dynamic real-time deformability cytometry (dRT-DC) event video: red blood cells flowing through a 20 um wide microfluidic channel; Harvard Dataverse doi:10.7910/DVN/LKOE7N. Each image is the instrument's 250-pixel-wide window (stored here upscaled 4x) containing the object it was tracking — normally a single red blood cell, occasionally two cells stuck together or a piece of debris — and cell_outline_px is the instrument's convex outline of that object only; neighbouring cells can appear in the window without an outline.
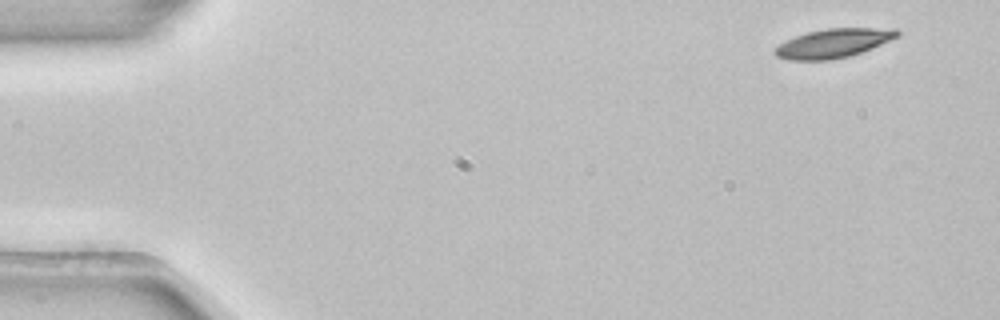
{"species": "common noctule bat (a hibernating species)", "species_latin": "Nyctalus noctula", "temperature_condition": "room temperature", "stored_images_in_passage": 4, "camera_frame_rate_fps": 3000, "um_per_image_px": 0.085, "animal": {"sex": "female", "body_mass_g": 22.7, "forearm_length_mm": 54.2}, "frame": {"image": 1, "passage_image": 1, "time_ms": 0.0, "image_size_px": [1000, 320], "cell_outline_px": [[900, 32], [896, 36], [872, 48], [848, 56], [832, 60], [788, 60], [776, 56], [772, 52], [780, 44], [796, 36], [808, 32], [828, 28], [896, 28]], "centroid_in_image_um": [70.81, 3.68], "position_along_channel_um": 14.2, "area_um2": 20.35}}
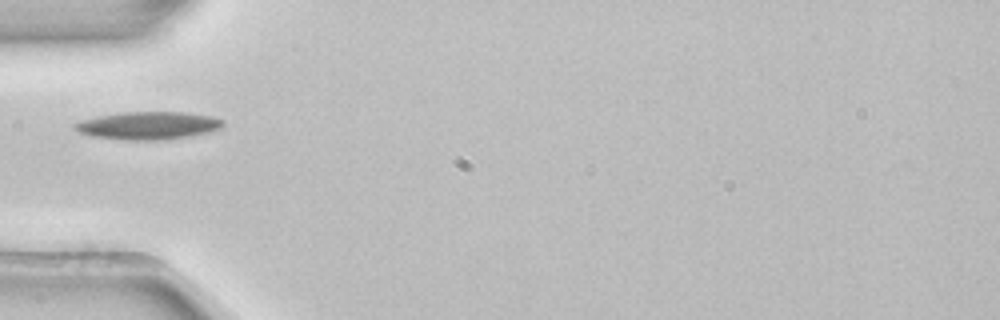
{"frame": {"image": 2, "passage_image": 4, "time_ms": 1.0, "image_size_px": [1000, 320], "cell_outline_px": [[224, 124], [220, 128], [208, 132], [192, 136], [164, 140], [128, 140], [92, 136], [80, 132], [72, 128], [72, 124], [80, 120], [100, 116], [124, 112], [184, 112], [212, 116], [224, 120]], "centroid_in_image_um": [12.6, 10.67], "position_along_channel_um": 72.4, "area_um2": 24.04}}